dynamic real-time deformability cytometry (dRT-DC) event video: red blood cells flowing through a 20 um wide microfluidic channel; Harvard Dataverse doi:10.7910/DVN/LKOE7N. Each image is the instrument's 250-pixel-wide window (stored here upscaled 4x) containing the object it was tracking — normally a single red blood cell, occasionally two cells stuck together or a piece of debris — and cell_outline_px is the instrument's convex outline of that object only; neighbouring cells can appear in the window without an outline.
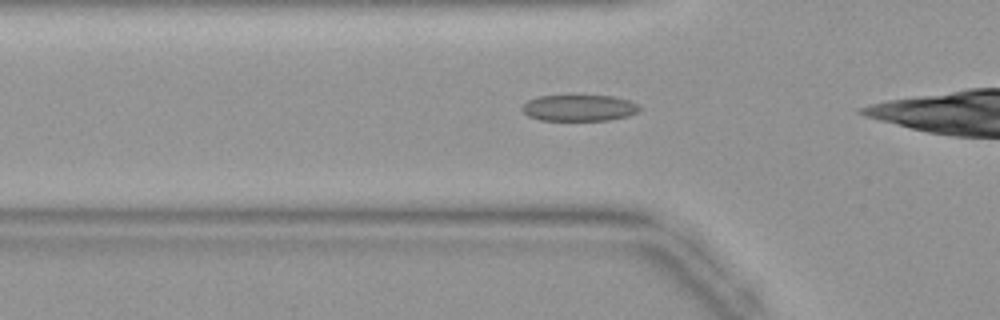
{"species": "common noctule bat (a hibernating species)", "species_latin": "Nyctalus noctula", "temperature_condition": "warm", "stored_images_in_passage": 30, "camera_frame_rate_fps": 3000, "um_per_image_px": 0.085, "animal": {"sex": "female", "body_mass_g": 19.9}, "frame": {"image": 1, "passage_image": 7, "time_ms": 2.0, "image_size_px": [1000, 320], "cell_outline_px": [[640, 108], [636, 112], [628, 116], [608, 120], [540, 120], [528, 116], [520, 108], [528, 100], [536, 96], [612, 96], [628, 100], [636, 104]], "centroid_in_image_um": [49.18, 9.17], "position_along_channel_um": 76.6, "area_um2": 17.8}}
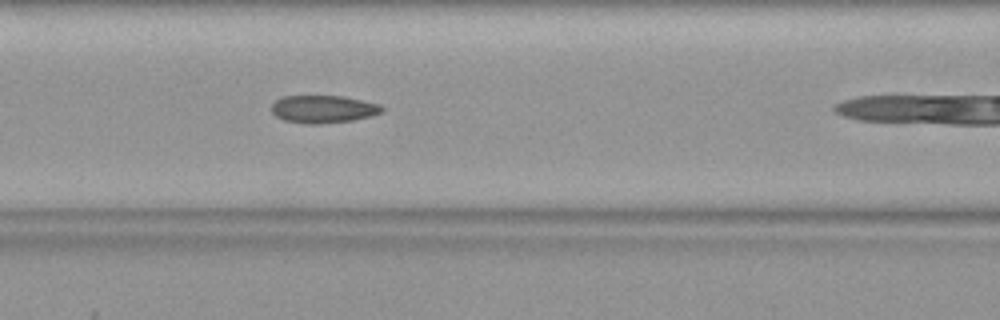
{"frame": {"image": 2, "passage_image": 11, "time_ms": 3.333, "image_size_px": [1000, 320], "cell_outline_px": [[384, 112], [352, 120], [320, 124], [304, 124], [284, 120], [276, 116], [272, 112], [272, 104], [276, 100], [284, 96], [340, 96], [380, 104], [384, 108]], "centroid_in_image_um": [27.46, 9.28], "position_along_channel_um": 139.1, "area_um2": 17.69}}
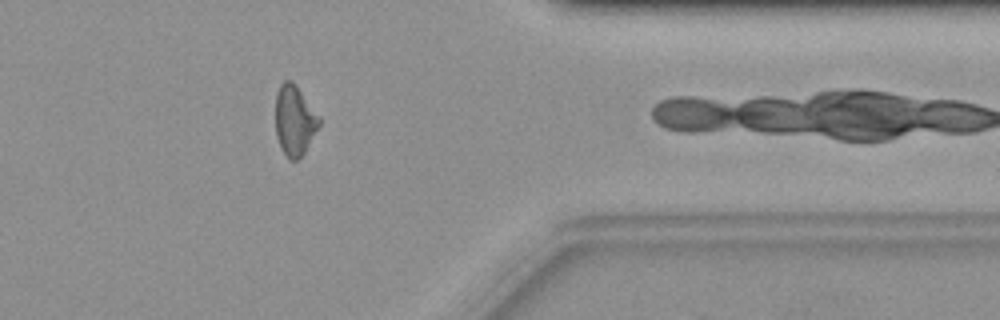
{"frame": {"image": 3, "passage_image": 28, "time_ms": 9.0, "image_size_px": [1000, 320], "cell_outline_px": [[320, 124], [304, 152], [296, 160], [288, 160], [280, 148], [276, 136], [276, 92], [280, 84], [284, 80], [292, 80], [320, 116]], "centroid_in_image_um": [25.02, 10.23], "position_along_channel_um": 386.4, "area_um2": 17.86}}